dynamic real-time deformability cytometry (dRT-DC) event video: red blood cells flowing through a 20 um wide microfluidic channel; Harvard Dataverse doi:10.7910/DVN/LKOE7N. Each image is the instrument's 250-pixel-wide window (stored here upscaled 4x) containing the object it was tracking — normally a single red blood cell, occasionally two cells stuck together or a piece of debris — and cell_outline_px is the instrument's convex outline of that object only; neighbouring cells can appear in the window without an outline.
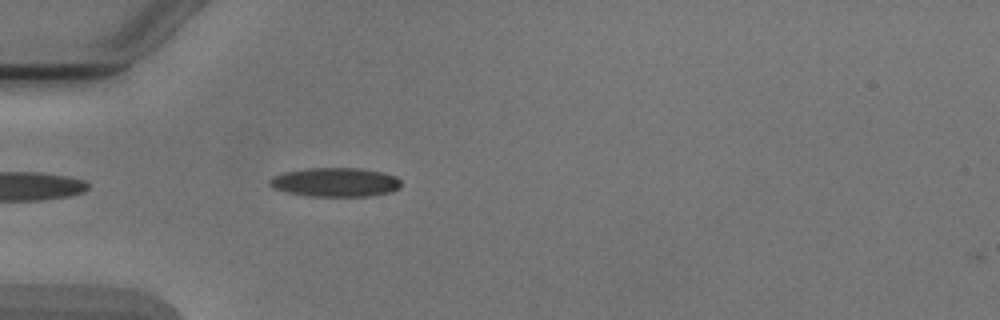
{"species": "Egyptian fruit bat (a non-hibernating species)", "species_latin": "Rousettus aegyptiacus", "temperature_condition": "cold", "stored_images_in_passage": 5, "camera_frame_rate_fps": 3000, "um_per_image_px": 0.085, "animal": {"sex": "male"}, "frame": {"image": 1, "passage_image": 5, "time_ms": 4.667, "image_size_px": [1000, 320], "cell_outline_px": [[400, 188], [392, 192], [368, 196], [308, 196], [288, 192], [272, 188], [268, 184], [268, 180], [272, 176], [284, 172], [308, 168], [360, 168], [384, 172], [396, 176], [400, 180]], "centroid_in_image_um": [28.5, 15.48], "position_along_channel_um": 56.5, "area_um2": 22.43}}